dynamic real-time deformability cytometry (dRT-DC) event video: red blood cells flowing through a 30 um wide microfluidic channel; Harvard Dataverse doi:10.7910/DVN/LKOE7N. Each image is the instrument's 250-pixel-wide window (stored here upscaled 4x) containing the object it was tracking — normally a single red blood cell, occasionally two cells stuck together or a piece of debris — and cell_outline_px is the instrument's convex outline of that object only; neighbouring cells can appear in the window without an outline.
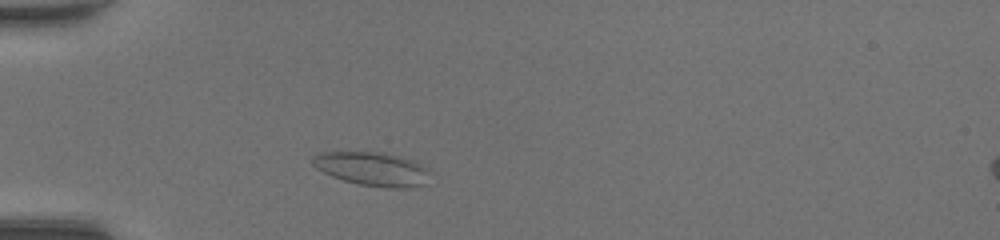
{"species": "common noctule bat (a hibernating species)", "species_latin": "Nyctalus noctula", "temperature_condition": "room temperature", "stored_images_in_passage": 37, "camera_frame_rate_fps": 3000, "um_per_image_px": 0.085, "animal": {"sex": "female", "body_mass_g": 20.0, "forearm_length_mm": 54.0}, "frame": {"image": 1, "passage_image": 4, "time_ms": 1.0, "image_size_px": [1000, 240], "cell_outline_px": [[424, 184], [396, 188], [360, 184], [344, 180], [332, 176], [316, 168], [312, 164], [312, 156], [320, 152], [380, 152], [408, 160], [424, 168]], "centroid_in_image_um": [31.47, 14.34], "position_along_channel_um": 53.5, "area_um2": 21.85}}
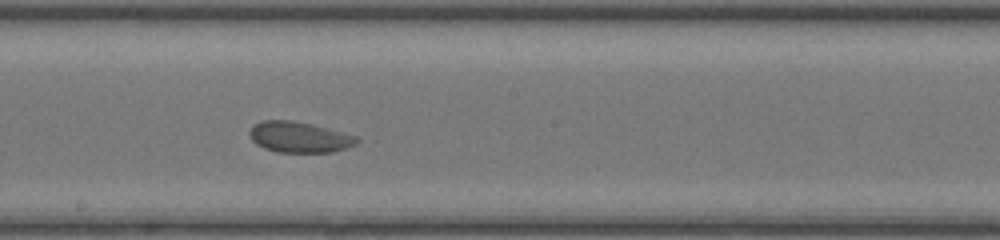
{"frame": {"image": 2, "passage_image": 17, "time_ms": 5.333, "image_size_px": [1000, 240], "cell_outline_px": [[360, 140], [356, 144], [332, 152], [276, 152], [264, 148], [256, 144], [252, 140], [248, 132], [252, 124], [260, 120], [292, 120], [356, 136]], "centroid_in_image_um": [25.36, 11.65], "position_along_channel_um": 222.8, "area_um2": 19.07}}
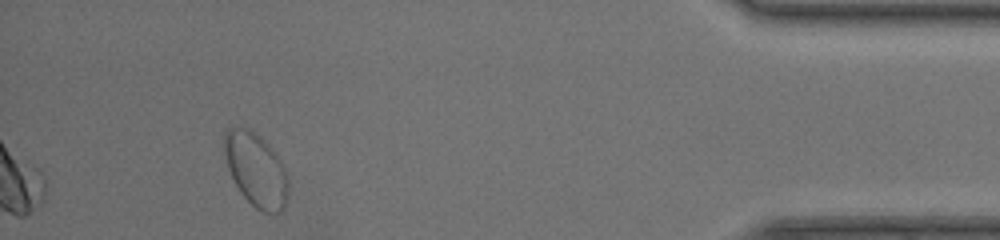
{"frame": {"image": 3, "passage_image": 34, "time_ms": 11.0, "image_size_px": [1000, 240], "cell_outline_px": [[288, 192], [284, 208], [280, 212], [260, 212], [240, 192], [228, 168], [224, 152], [224, 132], [228, 128], [248, 128], [268, 144], [284, 168], [288, 184]], "centroid_in_image_um": [21.74, 14.44], "position_along_channel_um": 413.5, "area_um2": 26.88}}